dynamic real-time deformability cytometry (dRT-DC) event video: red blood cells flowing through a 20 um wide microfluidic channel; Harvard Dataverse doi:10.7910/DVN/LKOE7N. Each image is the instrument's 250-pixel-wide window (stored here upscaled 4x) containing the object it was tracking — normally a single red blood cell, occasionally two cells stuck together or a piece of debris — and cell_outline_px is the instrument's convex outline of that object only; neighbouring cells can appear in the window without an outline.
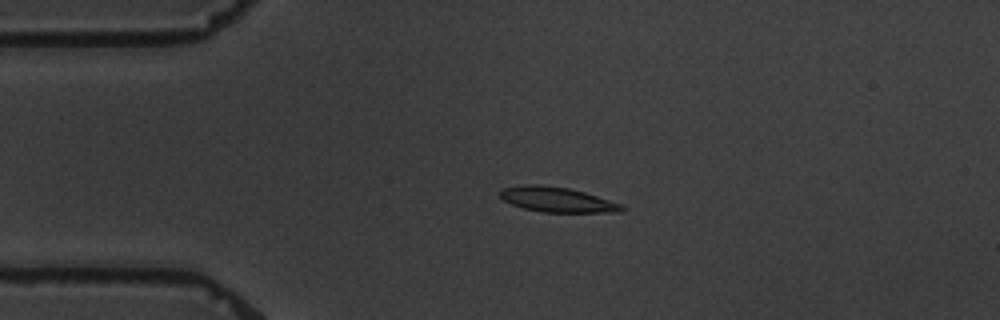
{"species": "common noctule bat (a hibernating species)", "species_latin": "Nyctalus noctula", "temperature_condition": "warm", "stored_images_in_passage": 4, "camera_frame_rate_fps": 3000, "um_per_image_px": 0.085, "animal": {"sex": "male", "body_mass_g": 19.5, "forearm_length_mm": 54.6}, "frame": {"image": 1, "passage_image": 3, "time_ms": 2.667, "image_size_px": [1000, 320], "cell_outline_px": [[628, 208], [620, 212], [544, 212], [524, 208], [512, 204], [504, 200], [500, 196], [500, 192], [504, 188], [524, 184], [540, 184], [568, 188], [584, 192], [624, 204]], "centroid_in_image_um": [47.42, 16.96], "position_along_channel_um": 37.6, "area_um2": 17.74}}